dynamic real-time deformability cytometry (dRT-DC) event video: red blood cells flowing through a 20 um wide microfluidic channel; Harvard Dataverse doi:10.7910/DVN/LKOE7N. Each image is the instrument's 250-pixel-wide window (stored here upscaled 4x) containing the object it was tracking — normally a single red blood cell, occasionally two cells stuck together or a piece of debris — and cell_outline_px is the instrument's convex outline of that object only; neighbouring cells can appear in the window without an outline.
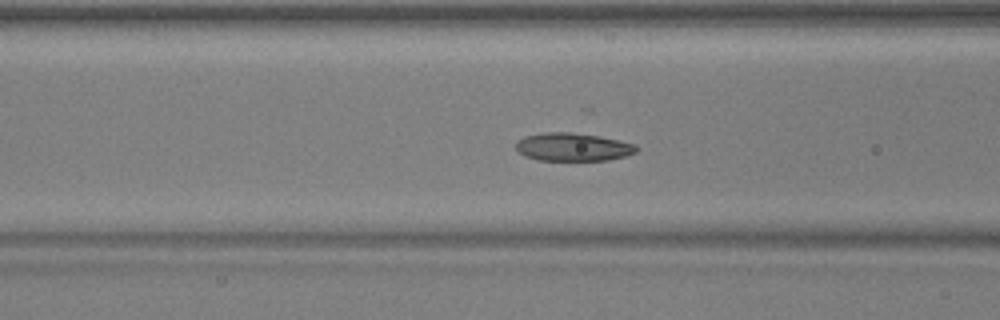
{"species": "common noctule bat (a hibernating species)", "species_latin": "Nyctalus noctula", "temperature_condition": "warm", "stored_images_in_passage": 54, "camera_frame_rate_fps": 3000, "um_per_image_px": 0.085, "animal": {"sex": "male", "body_mass_g": 17.9, "forearm_length_mm": 54.2}, "frame": {"image": 1, "passage_image": 22, "time_ms": 7.0, "image_size_px": [1000, 320], "cell_outline_px": [[640, 148], [636, 152], [624, 156], [608, 160], [536, 160], [524, 156], [516, 148], [516, 144], [524, 136], [544, 132], [572, 132], [600, 136], [620, 140], [636, 144]], "centroid_in_image_um": [48.73, 12.49], "position_along_channel_um": 117.9, "area_um2": 19.83}}
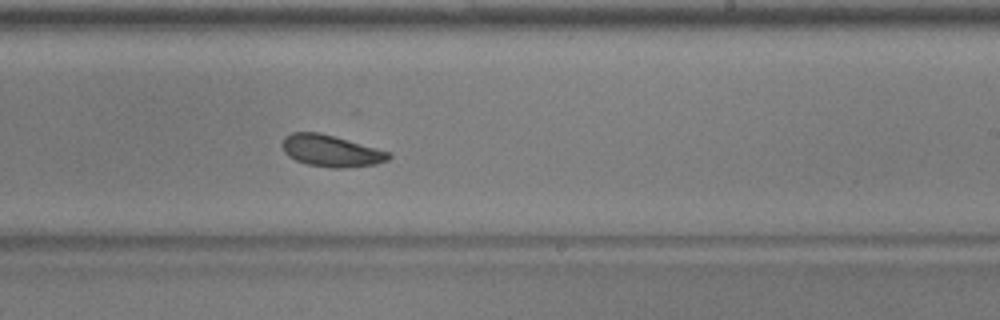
{"frame": {"image": 2, "passage_image": 33, "time_ms": 10.667, "image_size_px": [1000, 320], "cell_outline_px": [[392, 156], [388, 160], [376, 164], [344, 168], [332, 168], [308, 164], [296, 160], [288, 156], [284, 152], [280, 144], [284, 136], [292, 132], [320, 132], [392, 152]], "centroid_in_image_um": [28.13, 12.81], "position_along_channel_um": 260.9, "area_um2": 19.88}}
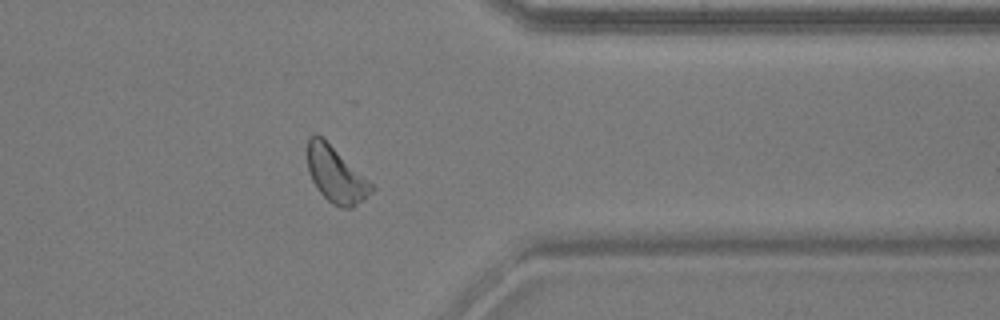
{"frame": {"image": 3, "passage_image": 43, "time_ms": 14.0, "image_size_px": [1000, 320], "cell_outline_px": [[376, 188], [372, 192], [352, 208], [340, 208], [332, 204], [316, 188], [308, 172], [308, 136], [316, 132], [368, 180]], "centroid_in_image_um": [28.52, 14.87], "position_along_channel_um": 382.9, "area_um2": 20.4}, "authors_computed_cell_mechanics": {"area_um2": 20.1722, "velocity_mm_per_s": 3.9032, "shape_relaxation_time_tau1_ms": 2.5277, "shape_relaxation_time_tau2_ms": 3.6144, "deformation_change_tau1": 0.0924, "deformation_change_tau2": 0.0776}}